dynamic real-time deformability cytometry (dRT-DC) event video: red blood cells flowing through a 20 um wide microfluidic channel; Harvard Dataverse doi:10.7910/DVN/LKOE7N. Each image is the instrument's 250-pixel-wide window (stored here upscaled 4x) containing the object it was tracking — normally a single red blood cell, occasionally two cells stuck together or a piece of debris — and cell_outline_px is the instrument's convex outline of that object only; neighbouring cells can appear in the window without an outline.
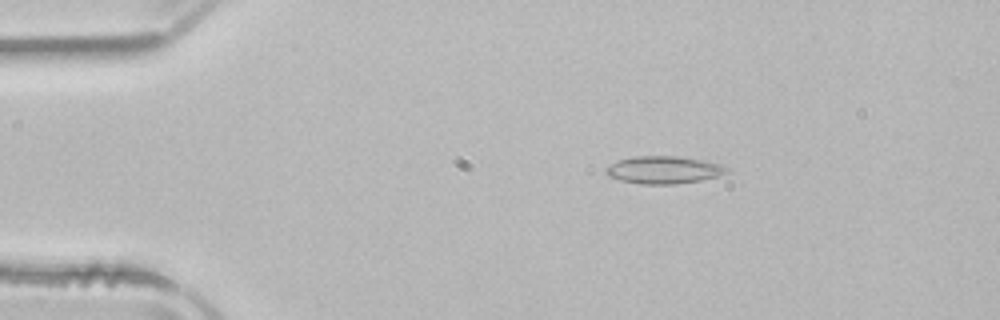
{"species": "common noctule bat (a hibernating species)", "species_latin": "Nyctalus noctula", "temperature_condition": "room temperature", "stored_images_in_passage": 51, "camera_frame_rate_fps": 3000, "um_per_image_px": 0.085, "animal": {"sex": "male", "body_mass_g": 21.5, "forearm_length_mm": 52.0}, "frame": {"image": 1, "passage_image": 9, "time_ms": 2.667, "image_size_px": [1000, 320], "cell_outline_px": [[732, 168], [728, 172], [720, 176], [700, 180], [676, 184], [640, 184], [620, 180], [608, 176], [604, 172], [604, 168], [620, 160], [632, 156], [680, 156], [720, 164]], "centroid_in_image_um": [56.43, 14.44], "position_along_channel_um": 28.6, "area_um2": 19.48}}
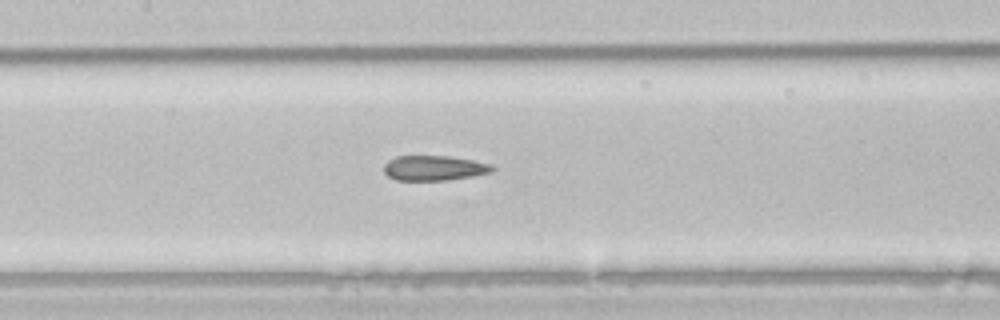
{"frame": {"image": 2, "passage_image": 24, "time_ms": 7.667, "image_size_px": [1000, 320], "cell_outline_px": [[496, 168], [492, 172], [472, 176], [444, 180], [396, 180], [388, 176], [384, 172], [384, 164], [388, 160], [396, 156], [448, 156], [472, 160], [492, 164]], "centroid_in_image_um": [36.9, 14.28], "position_along_channel_um": 170.5, "area_um2": 15.78}}
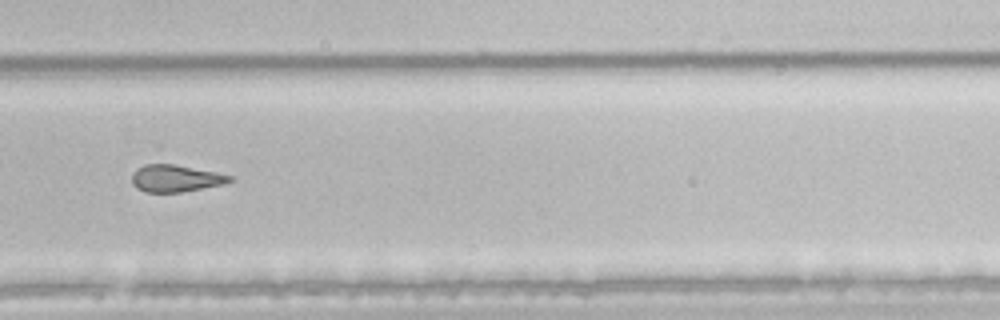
{"frame": {"image": 3, "passage_image": 35, "time_ms": 11.333, "image_size_px": [1000, 320], "cell_outline_px": [[236, 180], [224, 184], [180, 192], [144, 192], [136, 188], [132, 184], [132, 172], [136, 168], [144, 164], [172, 164], [216, 172], [232, 176]], "centroid_in_image_um": [14.91, 15.16], "position_along_channel_um": 314.9, "area_um2": 15.49}, "authors_computed_cell_mechanics": {"area_um2": 17.1088, "velocity_mm_per_s": 3.959, "shape_relaxation_time_tau1_ms": 10.3952, "shape_relaxation_time_tau2_ms": 2.363, "deformation_change_tau1": 0.1595, "deformation_change_tau2": 0.0997}}